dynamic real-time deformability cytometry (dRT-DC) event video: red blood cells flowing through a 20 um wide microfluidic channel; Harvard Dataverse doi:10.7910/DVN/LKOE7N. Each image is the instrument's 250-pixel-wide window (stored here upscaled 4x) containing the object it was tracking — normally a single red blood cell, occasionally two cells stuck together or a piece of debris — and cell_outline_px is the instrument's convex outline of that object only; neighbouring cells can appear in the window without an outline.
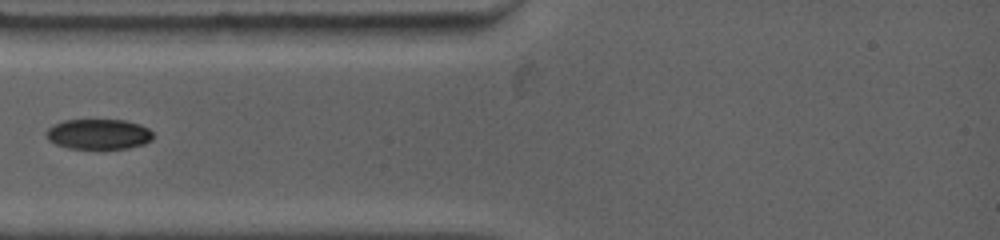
{"species": "common noctule bat (a hibernating species)", "species_latin": "Nyctalus noctula", "temperature_condition": "warm", "stored_images_in_passage": 24, "camera_frame_rate_fps": 4500, "um_per_image_px": 0.085, "animal": {"sex": "female", "body_mass_g": 19.0, "forearm_length_mm": 53.3}, "frame": {"image": 1, "passage_image": 4, "time_ms": 2.222, "image_size_px": [1000, 240], "cell_outline_px": [[152, 140], [144, 144], [128, 148], [68, 148], [56, 144], [48, 140], [44, 136], [44, 132], [52, 124], [64, 120], [124, 120], [140, 124], [148, 128], [152, 132]], "centroid_in_image_um": [8.34, 11.39], "position_along_channel_um": 76.7, "area_um2": 18.96}, "authors_computed_cell_mechanics": {"area_um2": 19.4786, "velocity_mm_per_s": 3.8118, "shape_relaxation_time_tau1_ms": 4.3272, "shape_relaxation_time_tau2_ms": null, "deformation_change_tau1": 0.1848, "deformation_change_tau2": null}}